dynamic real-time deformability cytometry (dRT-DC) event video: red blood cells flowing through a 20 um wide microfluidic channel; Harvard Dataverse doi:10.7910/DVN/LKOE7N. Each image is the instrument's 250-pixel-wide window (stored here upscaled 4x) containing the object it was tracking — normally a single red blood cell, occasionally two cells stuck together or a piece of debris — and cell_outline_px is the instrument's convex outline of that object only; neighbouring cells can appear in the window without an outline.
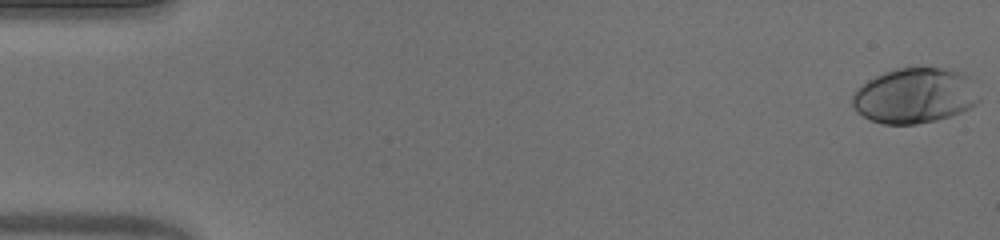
{"species": "human", "species_latin": "Homo sapiens", "temperature_condition": "warm", "stored_images_in_passage": 53, "camera_frame_rate_fps": 3000, "um_per_image_px": 0.085, "donor": {"sex": "male"}, "frame": {"image": 1, "passage_image": 1, "time_ms": 0.0, "image_size_px": [1000, 240], "cell_outline_px": [[980, 100], [972, 108], [936, 120], [916, 124], [884, 124], [868, 120], [856, 112], [852, 104], [852, 96], [856, 88], [868, 80], [884, 72], [896, 68], [956, 68], [964, 72], [968, 76]], "centroid_in_image_um": [77.74, 8.13], "position_along_channel_um": 7.3, "area_um2": 41.15}}
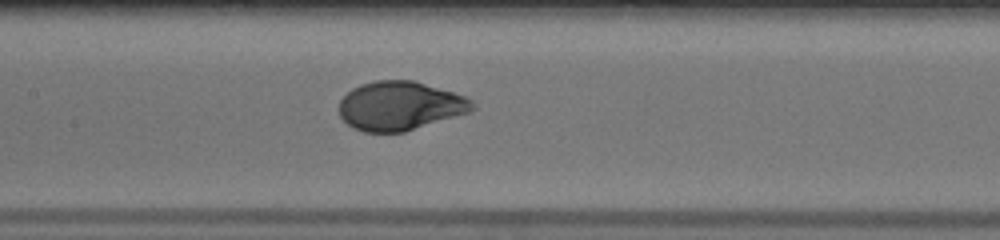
{"frame": {"image": 2, "passage_image": 26, "time_ms": 8.333, "image_size_px": [1000, 240], "cell_outline_px": [[476, 108], [472, 112], [404, 132], [364, 132], [352, 128], [340, 116], [340, 100], [352, 88], [360, 84], [376, 80], [412, 80], [452, 92], [464, 96], [472, 100], [476, 104]], "centroid_in_image_um": [34.02, 9.01], "position_along_channel_um": 173.4, "area_um2": 38.09}}
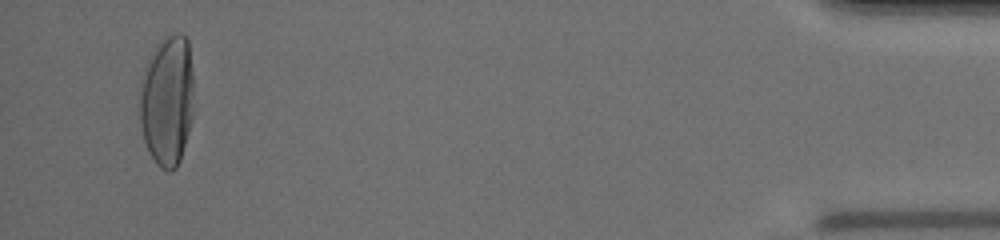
{"frame": {"image": 3, "passage_image": 51, "time_ms": 16.667, "image_size_px": [1000, 240], "cell_outline_px": [[192, 120], [180, 160], [176, 168], [172, 172], [168, 172], [160, 168], [156, 164], [148, 152], [144, 140], [140, 120], [140, 80], [144, 68], [156, 44], [164, 36], [176, 32], [180, 32], [188, 40], [192, 72]], "centroid_in_image_um": [14.2, 8.55], "position_along_channel_um": 421.0, "area_um2": 41.62}, "authors_computed_cell_mechanics": {"area_um2": 38.3792, "velocity_mm_per_s": 3.9069, "shape_relaxation_time_tau1_ms": 3.5157, "shape_relaxation_time_tau2_ms": null, "deformation_change_tau1": 0.2171, "deformation_change_tau2": null}}